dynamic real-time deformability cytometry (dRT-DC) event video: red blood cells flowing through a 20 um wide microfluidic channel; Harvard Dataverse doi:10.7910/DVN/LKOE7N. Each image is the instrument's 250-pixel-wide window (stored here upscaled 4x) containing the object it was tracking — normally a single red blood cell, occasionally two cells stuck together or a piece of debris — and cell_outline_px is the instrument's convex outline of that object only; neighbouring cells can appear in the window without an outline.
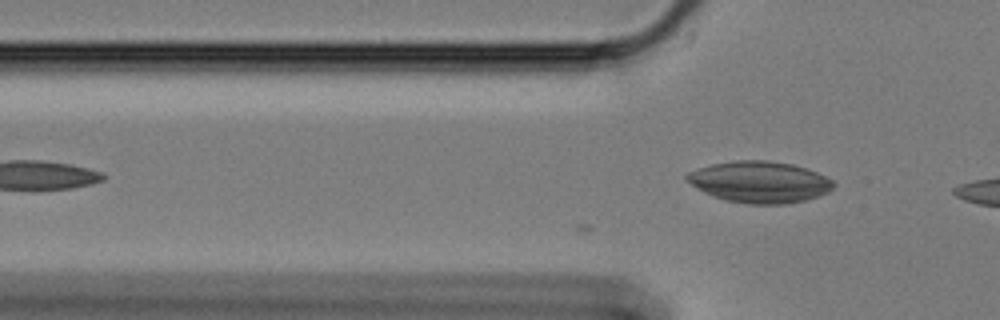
{"species": "Egyptian fruit bat (a non-hibernating species)", "species_latin": "Rousettus aegyptiacus", "temperature_condition": "cold", "stored_images_in_passage": 8, "camera_frame_rate_fps": 3000, "um_per_image_px": 0.085, "animal": {"sex": "female"}, "frame": {"image": 1, "passage_image": 8, "time_ms": 2.333, "image_size_px": [1000, 320], "cell_outline_px": [[836, 184], [828, 192], [804, 200], [784, 204], [744, 204], [724, 200], [712, 196], [696, 188], [684, 176], [688, 172], [712, 164], [732, 160], [768, 160], [792, 164], [816, 172], [832, 180]], "centroid_in_image_um": [64.54, 15.47], "position_along_channel_um": 61.3, "area_um2": 35.32}}